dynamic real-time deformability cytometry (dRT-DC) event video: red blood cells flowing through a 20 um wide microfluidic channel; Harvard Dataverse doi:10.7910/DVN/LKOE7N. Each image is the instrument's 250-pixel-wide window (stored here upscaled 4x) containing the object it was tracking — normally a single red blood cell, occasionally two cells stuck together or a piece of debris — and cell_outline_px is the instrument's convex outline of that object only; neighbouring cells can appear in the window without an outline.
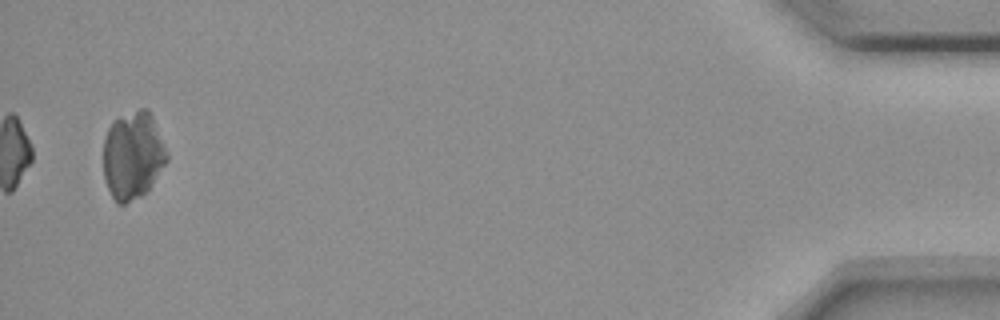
{"species": "common noctule bat (a hibernating species)", "species_latin": "Nyctalus noctula", "temperature_condition": "room temperature", "stored_images_in_passage": 14, "camera_frame_rate_fps": 3000, "um_per_image_px": 0.085, "animal": {"sex": "female", "body_mass_g": 18.4}, "frame": {"image": 1, "passage_image": 14, "time_ms": 17.333, "image_size_px": [1000, 320], "cell_outline_px": [[168, 160], [148, 188], [140, 196], [124, 204], [116, 204], [108, 188], [104, 176], [104, 136], [108, 128], [120, 116], [140, 108], [148, 108], [152, 116], [168, 152]], "centroid_in_image_um": [11.29, 13.19], "position_along_channel_um": 423.9, "area_um2": 32.19}}